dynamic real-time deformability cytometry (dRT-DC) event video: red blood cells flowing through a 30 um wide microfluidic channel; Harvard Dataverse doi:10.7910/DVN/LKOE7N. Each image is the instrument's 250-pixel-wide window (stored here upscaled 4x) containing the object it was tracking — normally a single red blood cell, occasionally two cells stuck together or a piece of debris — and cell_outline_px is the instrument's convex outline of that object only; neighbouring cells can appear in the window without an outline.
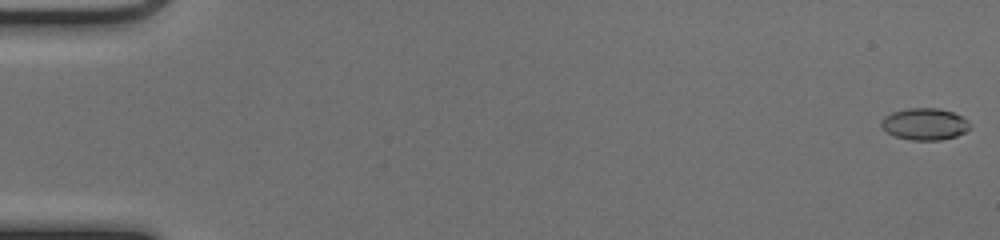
{"species": "common noctule bat (a hibernating species)", "species_latin": "Nyctalus noctula", "temperature_condition": "cold", "stored_images_in_passage": 52, "camera_frame_rate_fps": 3000, "um_per_image_px": 0.085, "animal": {"sex": "female", "body_mass_g": 17.0, "forearm_length_mm": 48.0}, "frame": {"image": 1, "passage_image": 1, "time_ms": 0.0, "image_size_px": [1000, 240], "cell_outline_px": [[972, 128], [956, 136], [940, 140], [912, 140], [896, 136], [888, 132], [880, 124], [880, 120], [884, 116], [892, 112], [908, 108], [936, 108], [952, 112], [968, 120], [972, 124]], "centroid_in_image_um": [78.62, 10.54], "position_along_channel_um": 6.4, "area_um2": 16.42}}
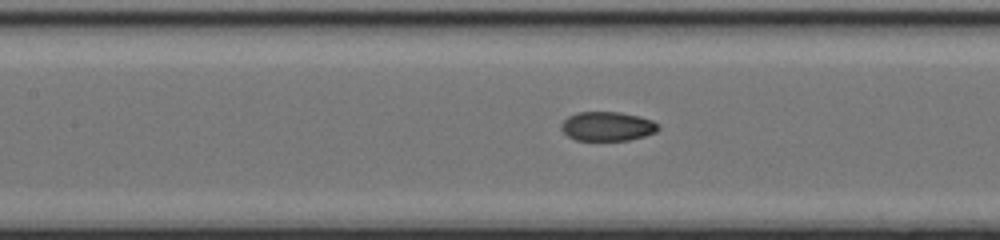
{"frame": {"image": 2, "passage_image": 25, "time_ms": 8.0, "image_size_px": [1000, 240], "cell_outline_px": [[660, 128], [656, 132], [644, 136], [628, 140], [576, 140], [568, 136], [560, 128], [560, 124], [568, 116], [576, 112], [620, 112], [640, 116], [652, 120], [660, 124]], "centroid_in_image_um": [51.64, 10.73], "position_along_channel_um": 155.8, "area_um2": 16.65}}
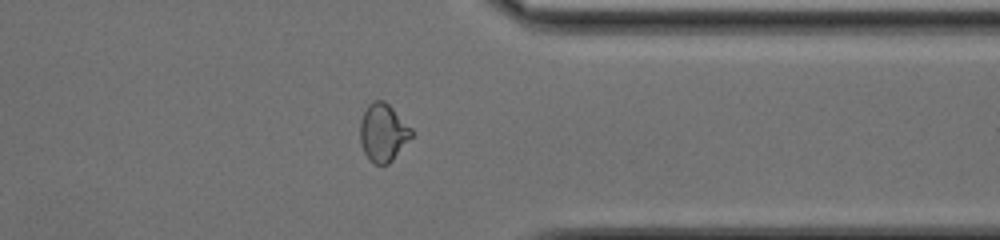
{"frame": {"image": 3, "passage_image": 42, "time_ms": 13.667, "image_size_px": [1000, 240], "cell_outline_px": [[412, 136], [392, 160], [388, 164], [376, 164], [364, 152], [360, 140], [360, 120], [368, 104], [372, 100], [384, 100], [412, 128]], "centroid_in_image_um": [32.55, 11.24], "position_along_channel_um": 378.8, "area_um2": 17.05}, "authors_computed_cell_mechanics": {"area_um2": 16.7331, "velocity_mm_per_s": 4.0392, "shape_relaxation_time_tau1_ms": null, "shape_relaxation_time_tau2_ms": 1.801, "deformation_change_tau1": null, "deformation_change_tau2": 0.0545}}